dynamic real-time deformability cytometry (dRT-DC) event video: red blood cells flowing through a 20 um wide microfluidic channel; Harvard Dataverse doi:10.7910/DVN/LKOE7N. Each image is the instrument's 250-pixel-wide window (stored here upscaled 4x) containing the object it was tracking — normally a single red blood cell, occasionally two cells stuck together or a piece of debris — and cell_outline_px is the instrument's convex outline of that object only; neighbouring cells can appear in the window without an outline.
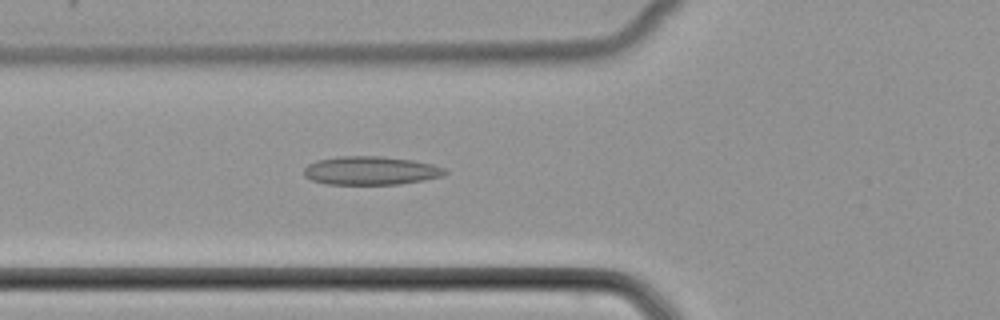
{"species": "common noctule bat (a hibernating species)", "species_latin": "Nyctalus noctula", "temperature_condition": "cold", "stored_images_in_passage": 52, "camera_frame_rate_fps": 3000, "um_per_image_px": 0.085, "animal": {"sex": "female", "body_mass_g": 22.7, "forearm_length_mm": 54.2}, "frame": {"image": 1, "passage_image": 20, "time_ms": 6.333, "image_size_px": [1000, 320], "cell_outline_px": [[448, 172], [444, 176], [424, 180], [400, 184], [324, 184], [312, 180], [304, 176], [304, 168], [308, 164], [316, 160], [340, 156], [380, 156], [412, 160], [432, 164], [444, 168]], "centroid_in_image_um": [31.51, 14.5], "position_along_channel_um": 94.3, "area_um2": 23.52}}
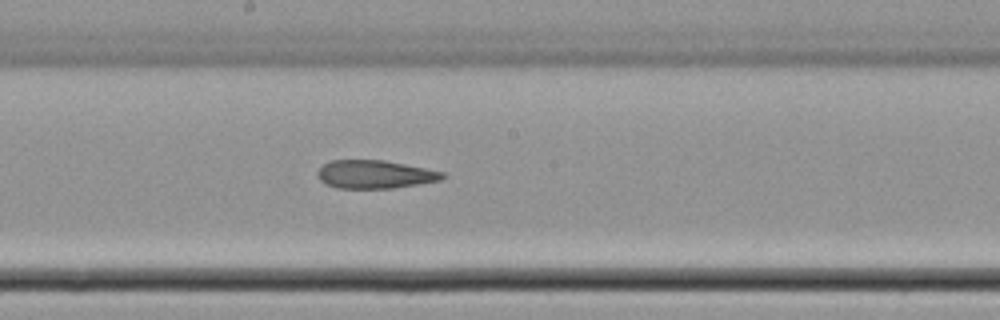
{"frame": {"image": 2, "passage_image": 29, "time_ms": 9.333, "image_size_px": [1000, 320], "cell_outline_px": [[448, 176], [440, 180], [420, 184], [392, 188], [336, 188], [324, 184], [316, 176], [316, 172], [324, 164], [332, 160], [384, 160], [444, 172]], "centroid_in_image_um": [31.85, 14.82], "position_along_channel_um": 216.4, "area_um2": 20.63}}
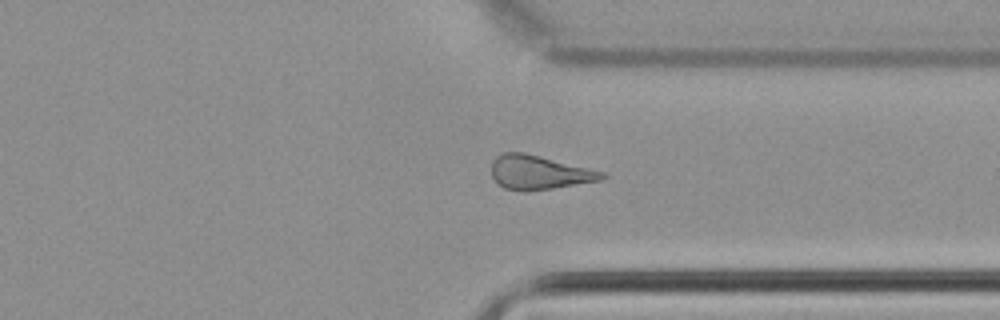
{"frame": {"image": 3, "passage_image": 40, "time_ms": 13.0, "image_size_px": [1000, 320], "cell_outline_px": [[608, 176], [604, 180], [528, 192], [524, 192], [504, 188], [492, 176], [492, 160], [496, 156], [504, 152], [524, 152], [604, 172]], "centroid_in_image_um": [45.83, 14.67], "position_along_channel_um": 365.6, "area_um2": 21.96}}